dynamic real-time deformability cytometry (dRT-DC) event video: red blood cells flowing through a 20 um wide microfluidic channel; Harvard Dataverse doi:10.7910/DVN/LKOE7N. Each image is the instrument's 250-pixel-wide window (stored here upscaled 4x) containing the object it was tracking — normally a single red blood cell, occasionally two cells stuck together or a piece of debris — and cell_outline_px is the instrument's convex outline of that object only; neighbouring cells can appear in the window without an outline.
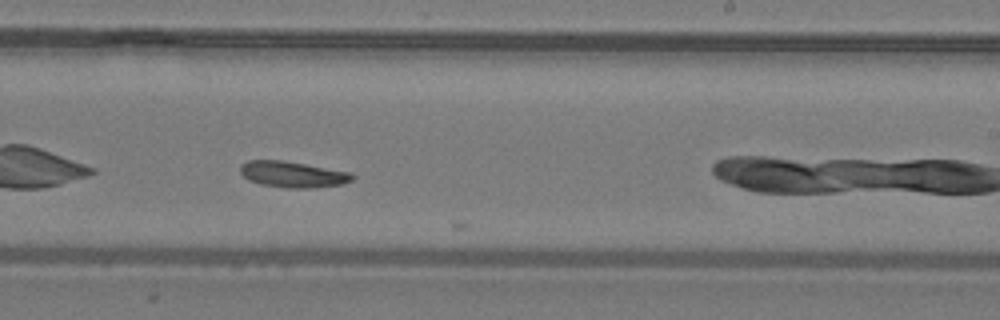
{"species": "common noctule bat (a hibernating species)", "species_latin": "Nyctalus noctula", "temperature_condition": "warm", "stored_images_in_passage": 15, "camera_frame_rate_fps": 3000, "um_per_image_px": 0.085, "animal": {"sex": "male", "body_mass_g": 19.2, "forearm_length_mm": 51.8}, "frame": {"image": 1, "passage_image": 14, "time_ms": 4.333, "image_size_px": [1000, 320], "cell_outline_px": [[356, 176], [352, 180], [344, 184], [316, 188], [284, 188], [260, 184], [248, 180], [240, 172], [240, 164], [248, 160], [284, 160], [352, 172]], "centroid_in_image_um": [24.91, 14.82], "position_along_channel_um": 264.1, "area_um2": 17.4}}